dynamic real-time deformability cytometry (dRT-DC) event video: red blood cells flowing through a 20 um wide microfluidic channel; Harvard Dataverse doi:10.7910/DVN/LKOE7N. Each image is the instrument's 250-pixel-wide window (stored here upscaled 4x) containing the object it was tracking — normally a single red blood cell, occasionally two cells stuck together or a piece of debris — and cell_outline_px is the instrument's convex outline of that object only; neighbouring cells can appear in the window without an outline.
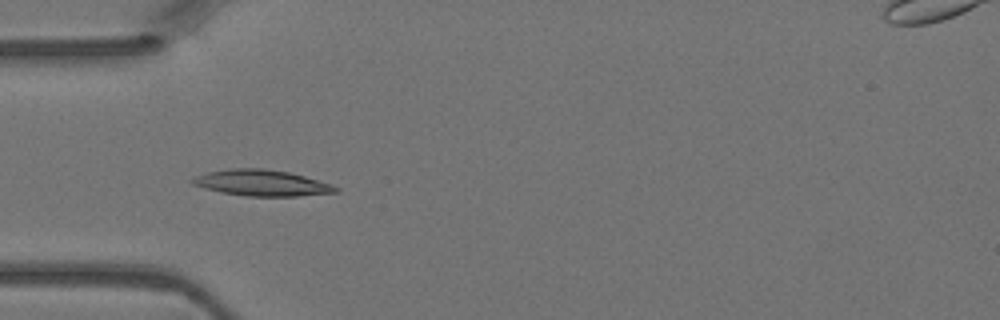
{"species": "Egyptian fruit bat (a non-hibernating species)", "species_latin": "Rousettus aegyptiacus", "temperature_condition": "warm", "stored_images_in_passage": 5, "camera_frame_rate_fps": 3000, "um_per_image_px": 0.085, "animal": {"sex": "female"}, "frame": {"image": 1, "passage_image": 4, "time_ms": 1.0, "image_size_px": [1000, 320], "cell_outline_px": [[340, 192], [296, 196], [244, 196], [220, 192], [204, 188], [192, 184], [188, 180], [192, 176], [208, 172], [228, 168], [264, 168], [288, 172], [304, 176], [332, 184], [340, 188]], "centroid_in_image_um": [22.21, 15.54], "position_along_channel_um": 62.8, "area_um2": 22.02}}
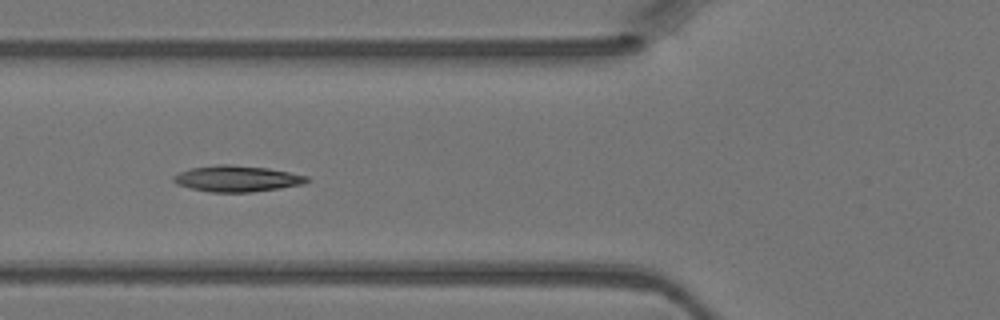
{"frame": {"image": 2, "passage_image": 5, "time_ms": 1.333, "image_size_px": [1000, 320], "cell_outline_px": [[312, 180], [300, 184], [280, 188], [252, 192], [208, 192], [176, 184], [172, 180], [172, 176], [188, 168], [220, 164], [232, 164], [268, 168], [308, 176]], "centroid_in_image_um": [20.11, 15.18], "position_along_channel_um": 105.7, "area_um2": 20.35}}